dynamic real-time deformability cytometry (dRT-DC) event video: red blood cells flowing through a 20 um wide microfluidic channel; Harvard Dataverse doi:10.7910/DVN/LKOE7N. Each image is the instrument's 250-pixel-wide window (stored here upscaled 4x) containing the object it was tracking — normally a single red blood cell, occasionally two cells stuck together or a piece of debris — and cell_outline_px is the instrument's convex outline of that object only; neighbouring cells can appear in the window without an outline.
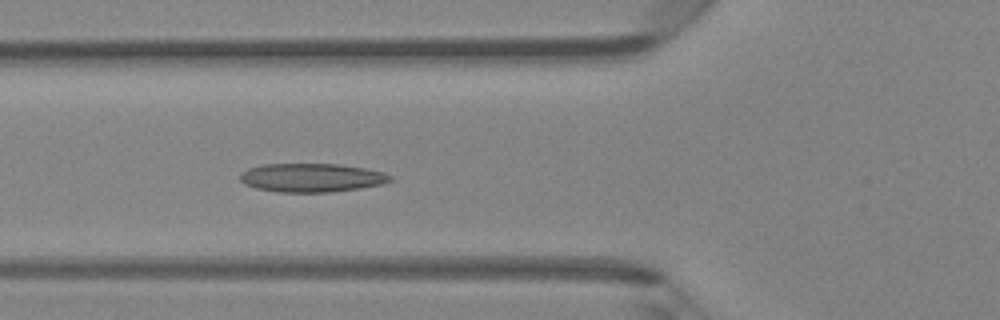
{"species": "Egyptian fruit bat (a non-hibernating species)", "species_latin": "Rousettus aegyptiacus", "temperature_condition": "room temperature", "stored_images_in_passage": 47, "camera_frame_rate_fps": 3000, "um_per_image_px": 0.085, "animal": {"sex": "female"}, "frame": {"image": 1, "passage_image": 16, "time_ms": 5.0, "image_size_px": [1000, 320], "cell_outline_px": [[392, 180], [380, 184], [360, 188], [332, 192], [280, 192], [256, 188], [244, 184], [240, 180], [240, 172], [248, 168], [264, 164], [336, 164], [364, 168], [384, 172], [392, 176]], "centroid_in_image_um": [26.46, 15.1], "position_along_channel_um": 99.3, "area_um2": 25.03}}
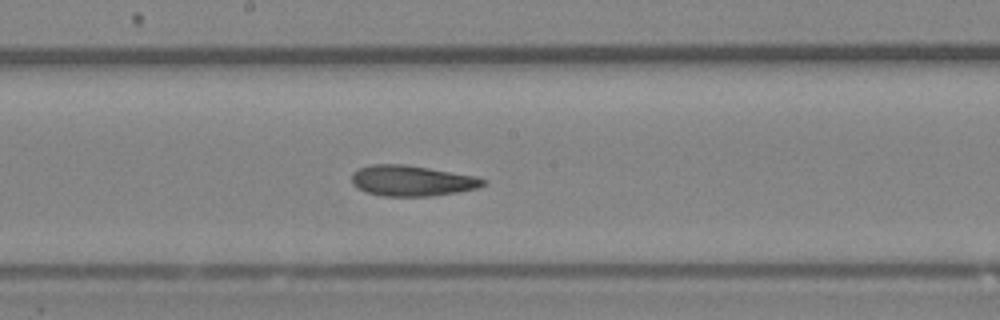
{"frame": {"image": 2, "passage_image": 24, "time_ms": 7.667, "image_size_px": [1000, 320], "cell_outline_px": [[488, 180], [484, 184], [476, 188], [456, 192], [428, 196], [384, 196], [364, 192], [356, 188], [352, 184], [352, 172], [360, 168], [372, 164], [404, 164], [476, 176]], "centroid_in_image_um": [34.97, 15.36], "position_along_channel_um": 213.2, "area_um2": 23.41}}
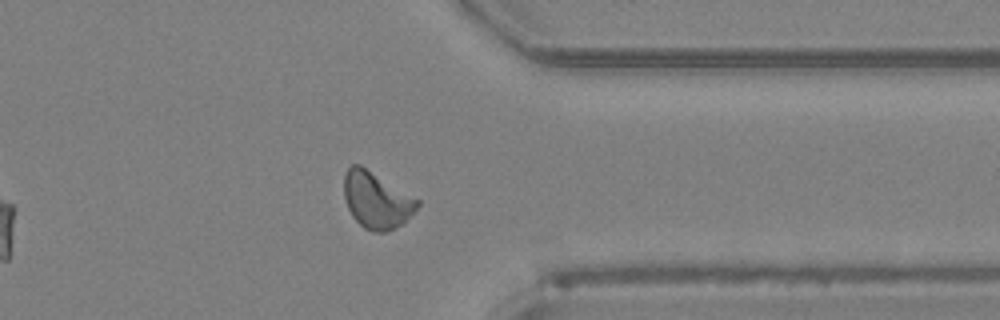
{"frame": {"image": 3, "passage_image": 36, "time_ms": 11.667, "image_size_px": [1000, 320], "cell_outline_px": [[420, 204], [400, 224], [384, 232], [372, 232], [364, 228], [352, 216], [348, 208], [344, 196], [344, 176], [348, 168], [352, 164], [360, 164], [420, 200]], "centroid_in_image_um": [31.97, 16.99], "position_along_channel_um": 379.4, "area_um2": 23.76}, "authors_computed_cell_mechanics": {"area_um2": 23.7558, "velocity_mm_per_s": 4.2887, "shape_relaxation_time_tau1_ms": 9.1037, "shape_relaxation_time_tau2_ms": 3.4445, "deformation_change_tau1": 0.2004, "deformation_change_tau2": 0.1044}}